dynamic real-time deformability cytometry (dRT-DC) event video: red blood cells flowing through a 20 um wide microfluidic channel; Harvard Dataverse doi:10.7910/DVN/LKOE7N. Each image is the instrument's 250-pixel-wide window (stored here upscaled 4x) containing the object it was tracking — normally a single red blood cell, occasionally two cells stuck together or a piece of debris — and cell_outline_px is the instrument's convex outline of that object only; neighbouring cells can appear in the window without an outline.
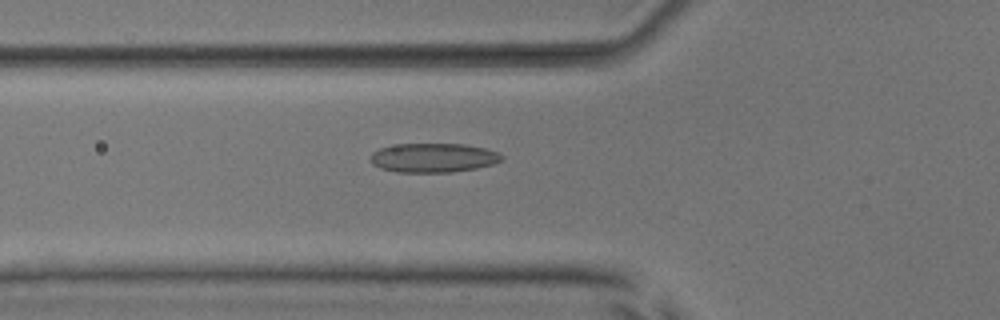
{"species": "common noctule bat (a hibernating species)", "species_latin": "Nyctalus noctula", "temperature_condition": "room temperature", "stored_images_in_passage": 52, "camera_frame_rate_fps": 3000, "um_per_image_px": 0.085, "animal": {"sex": "male", "body_mass_g": 17.9, "forearm_length_mm": 54.2}, "frame": {"image": 1, "passage_image": 19, "time_ms": 6.0, "image_size_px": [1000, 320], "cell_outline_px": [[504, 160], [492, 164], [476, 168], [452, 172], [396, 172], [380, 168], [372, 164], [368, 160], [368, 156], [372, 152], [380, 148], [396, 144], [464, 144], [484, 148], [496, 152], [504, 156]], "centroid_in_image_um": [36.78, 13.41], "position_along_channel_um": 89.0, "area_um2": 22.48}}
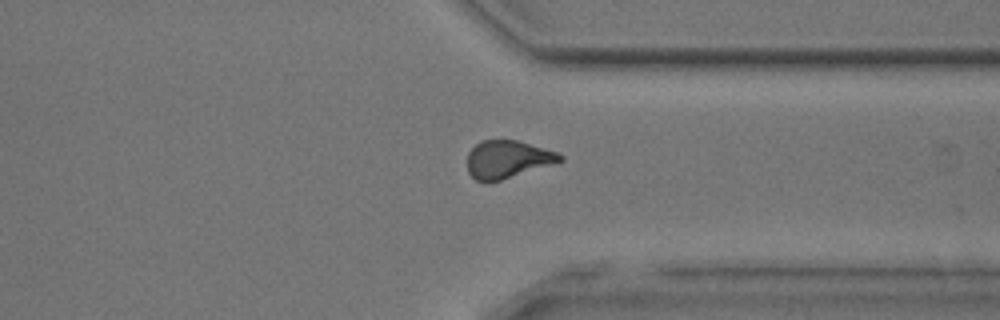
{"frame": {"image": 2, "passage_image": 40, "time_ms": 13.0, "image_size_px": [1000, 320], "cell_outline_px": [[564, 160], [488, 184], [476, 180], [468, 172], [468, 152], [480, 140], [516, 140], [556, 152], [564, 156]], "centroid_in_image_um": [43.1, 13.55], "position_along_channel_um": 368.3, "area_um2": 20.23}}
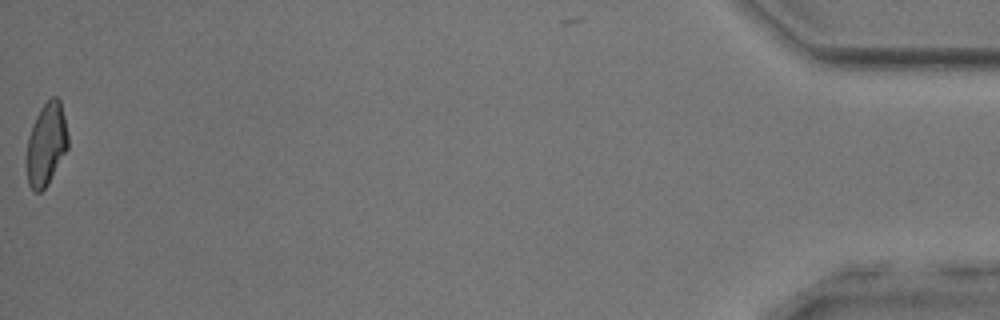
{"frame": {"image": 3, "passage_image": 52, "time_ms": 17.0, "image_size_px": [1000, 320], "cell_outline_px": [[68, 148], [48, 184], [40, 192], [36, 192], [28, 184], [24, 160], [28, 136], [32, 124], [40, 108], [52, 96], [56, 96], [60, 100], [64, 116], [68, 136]], "centroid_in_image_um": [3.9, 12.27], "position_along_channel_um": 431.3, "area_um2": 20.29}, "authors_computed_cell_mechanics": {"area_um2": 21.1837, "velocity_mm_per_s": 3.9909, "shape_relaxation_time_tau1_ms": 10.305, "shape_relaxation_time_tau2_ms": 1.8191, "deformation_change_tau1": 0.2347, "deformation_change_tau2": 0.0917}}